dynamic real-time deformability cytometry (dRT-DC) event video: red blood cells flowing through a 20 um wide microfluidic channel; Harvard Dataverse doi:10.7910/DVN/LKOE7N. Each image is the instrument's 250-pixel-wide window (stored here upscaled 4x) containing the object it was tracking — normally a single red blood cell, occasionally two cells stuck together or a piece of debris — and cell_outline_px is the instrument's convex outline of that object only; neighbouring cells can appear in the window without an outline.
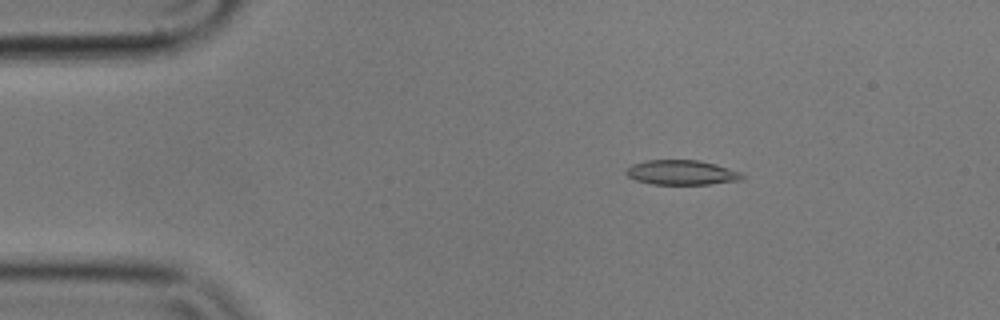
{"species": "common noctule bat (a hibernating species)", "species_latin": "Nyctalus noctula", "temperature_condition": "cold", "stored_images_in_passage": 56, "camera_frame_rate_fps": 3000, "um_per_image_px": 0.085, "animal": {"sex": "male", "body_mass_g": 17.9}, "frame": {"image": 1, "passage_image": 9, "time_ms": 2.667, "image_size_px": [1000, 320], "cell_outline_px": [[744, 176], [740, 180], [708, 184], [652, 184], [636, 180], [628, 176], [624, 172], [624, 168], [632, 164], [644, 160], [700, 160], [716, 164], [740, 172]], "centroid_in_image_um": [57.88, 14.65], "position_along_channel_um": 27.1, "area_um2": 16.76}}
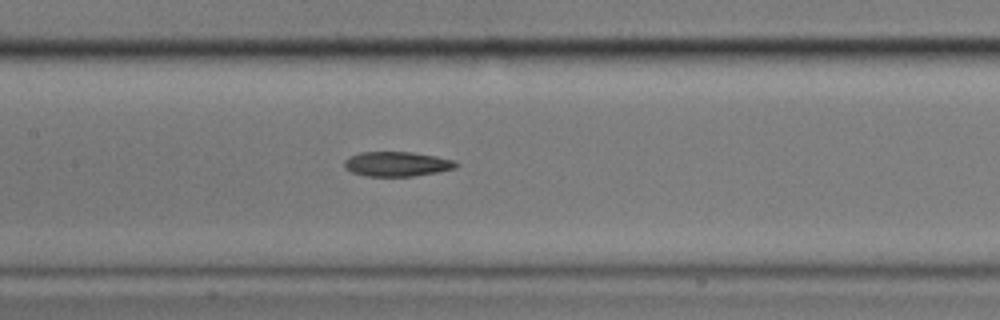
{"frame": {"image": 2, "passage_image": 26, "time_ms": 8.333, "image_size_px": [1000, 320], "cell_outline_px": [[460, 164], [456, 168], [440, 172], [412, 176], [364, 176], [352, 172], [344, 168], [344, 160], [360, 152], [412, 152], [436, 156], [456, 160]], "centroid_in_image_um": [33.79, 13.94], "position_along_channel_um": 173.6, "area_um2": 16.24}}
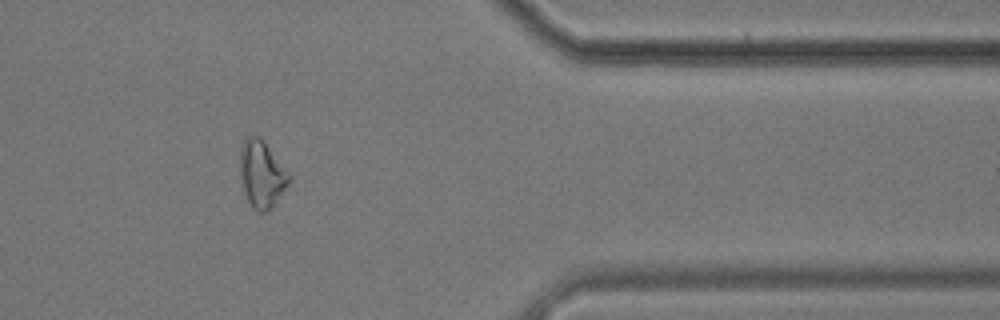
{"frame": {"image": 3, "passage_image": 46, "time_ms": 15.0, "image_size_px": [1000, 320], "cell_outline_px": [[292, 176], [288, 184], [272, 204], [264, 212], [256, 212], [252, 208], [244, 192], [240, 176], [240, 152], [244, 140], [248, 136], [260, 136], [264, 140]], "centroid_in_image_um": [22.23, 14.76], "position_along_channel_um": 389.2, "area_um2": 18.9}}